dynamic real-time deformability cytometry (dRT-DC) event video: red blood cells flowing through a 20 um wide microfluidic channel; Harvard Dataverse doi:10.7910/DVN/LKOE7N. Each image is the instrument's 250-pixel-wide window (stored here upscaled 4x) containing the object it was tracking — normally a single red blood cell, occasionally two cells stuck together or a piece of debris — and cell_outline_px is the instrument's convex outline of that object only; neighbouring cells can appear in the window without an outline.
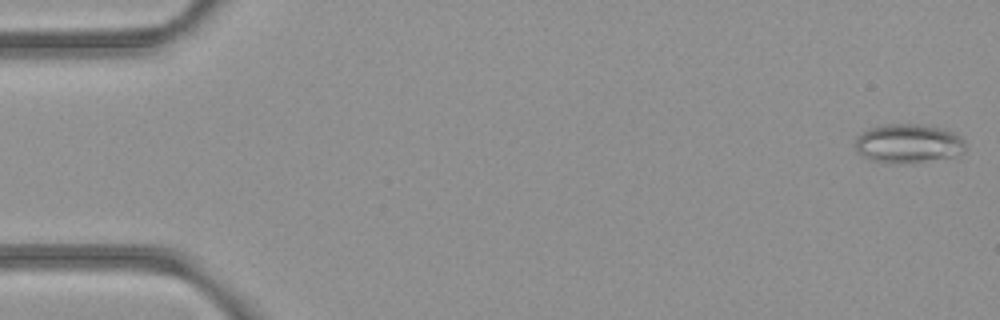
{"species": "common noctule bat (a hibernating species)", "species_latin": "Nyctalus noctula", "temperature_condition": "room temperature", "stored_images_in_passage": 4, "camera_frame_rate_fps": 3000, "um_per_image_px": 0.085, "animal": {"sex": "female", "body_mass_g": 21.9}, "frame": {"image": 1, "passage_image": 1, "time_ms": 0.0, "image_size_px": [1000, 320], "cell_outline_px": [[968, 148], [964, 152], [956, 156], [896, 164], [888, 164], [868, 160], [856, 152], [856, 136], [860, 132], [868, 128], [888, 124], [920, 124], [940, 128], [956, 132], [964, 140]], "centroid_in_image_um": [77.19, 12.2], "position_along_channel_um": 7.8, "area_um2": 25.49}}